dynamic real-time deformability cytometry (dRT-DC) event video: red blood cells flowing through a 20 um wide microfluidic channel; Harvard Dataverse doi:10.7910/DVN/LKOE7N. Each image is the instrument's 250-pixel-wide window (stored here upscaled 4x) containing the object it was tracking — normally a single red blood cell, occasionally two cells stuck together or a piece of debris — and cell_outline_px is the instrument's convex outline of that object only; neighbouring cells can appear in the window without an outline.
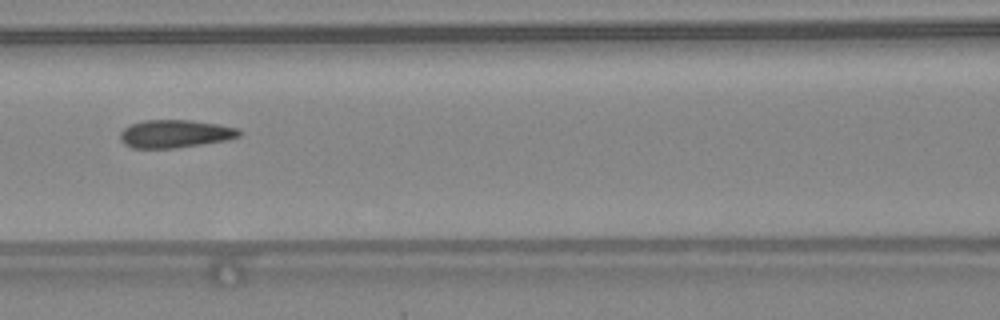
{"species": "common noctule bat (a hibernating species)", "species_latin": "Nyctalus noctula", "temperature_condition": "warm", "stored_images_in_passage": 38, "camera_frame_rate_fps": 3000, "um_per_image_px": 0.085, "animal": {"sex": "female", "body_mass_g": 24.6, "forearm_length_mm": 56.2}, "frame": {"image": 1, "passage_image": 22, "time_ms": 7.0, "image_size_px": [1000, 320], "cell_outline_px": [[240, 136], [224, 140], [176, 148], [132, 148], [124, 144], [120, 140], [120, 132], [124, 128], [132, 124], [144, 120], [192, 120], [216, 124], [236, 128], [240, 132]], "centroid_in_image_um": [14.82, 11.37], "position_along_channel_um": 151.8, "area_um2": 19.13}, "authors_computed_cell_mechanics": {"area_um2": 19.2763, "velocity_mm_per_s": 4.3711, "shape_relaxation_time_tau1_ms": 6.5411, "shape_relaxation_time_tau2_ms": 1.1379, "deformation_change_tau1": 0.1877, "deformation_change_tau2": 0.088}}